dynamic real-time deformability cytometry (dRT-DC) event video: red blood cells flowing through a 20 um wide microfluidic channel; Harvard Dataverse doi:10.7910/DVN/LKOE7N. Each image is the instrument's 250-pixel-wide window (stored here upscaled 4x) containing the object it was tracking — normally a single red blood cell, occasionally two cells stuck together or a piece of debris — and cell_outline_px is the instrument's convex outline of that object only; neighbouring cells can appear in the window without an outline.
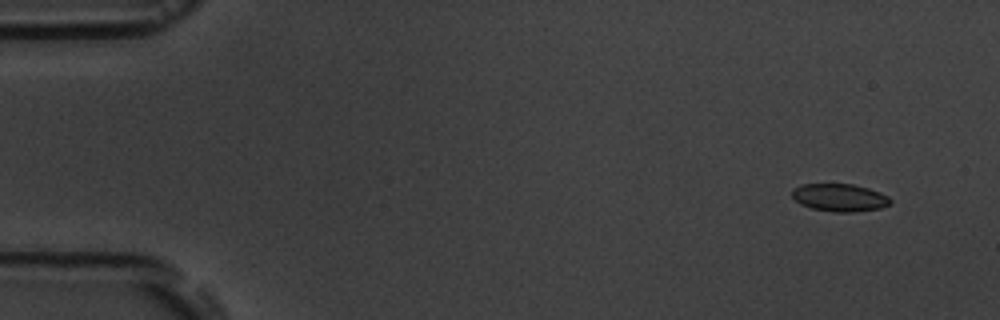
{"species": "common noctule bat (a hibernating species)", "species_latin": "Nyctalus noctula", "temperature_condition": "room temperature", "stored_images_in_passage": 7, "camera_frame_rate_fps": 3000, "um_per_image_px": 0.085, "animal": {"sex": "male", "body_mass_g": 19.5, "forearm_length_mm": 54.6}, "frame": {"image": 1, "passage_image": 1, "time_ms": 0.0, "image_size_px": [1000, 320], "cell_outline_px": [[892, 200], [888, 204], [880, 208], [852, 212], [832, 212], [812, 208], [800, 204], [792, 196], [792, 188], [800, 184], [852, 184], [868, 188], [880, 192], [888, 196]], "centroid_in_image_um": [71.34, 16.79], "position_along_channel_um": 13.7, "area_um2": 15.84}}
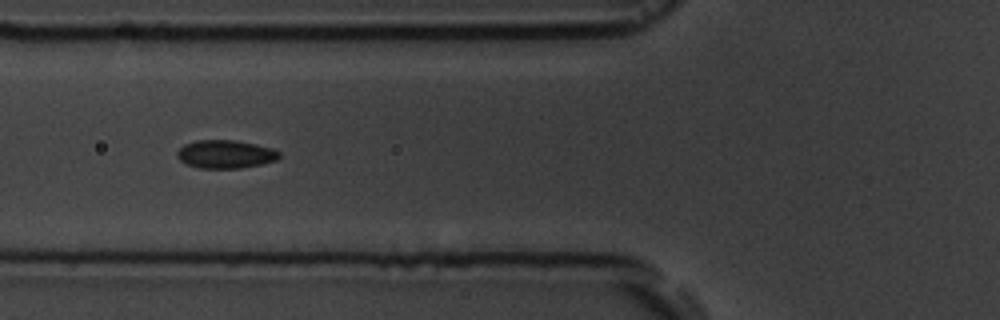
{"frame": {"image": 2, "passage_image": 6, "time_ms": 5.667, "image_size_px": [1000, 320], "cell_outline_px": [[280, 156], [276, 160], [260, 164], [240, 168], [200, 168], [188, 164], [180, 160], [176, 156], [176, 152], [184, 144], [196, 140], [236, 140], [256, 144], [272, 148], [280, 152]], "centroid_in_image_um": [19.16, 13.09], "position_along_channel_um": 106.6, "area_um2": 16.76}}
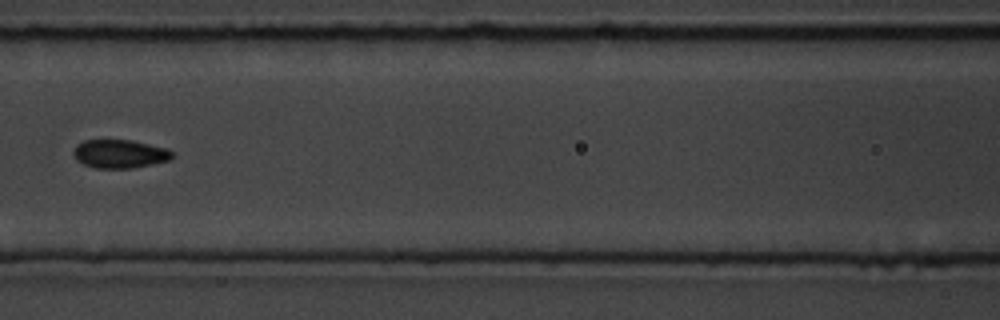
{"frame": {"image": 3, "passage_image": 7, "time_ms": 7.0, "image_size_px": [1000, 320], "cell_outline_px": [[172, 156], [168, 160], [152, 164], [132, 168], [96, 168], [84, 164], [76, 160], [72, 152], [76, 144], [84, 140], [132, 140], [168, 148], [172, 152]], "centroid_in_image_um": [10.15, 13.07], "position_along_channel_um": 156.5, "area_um2": 16.42}}